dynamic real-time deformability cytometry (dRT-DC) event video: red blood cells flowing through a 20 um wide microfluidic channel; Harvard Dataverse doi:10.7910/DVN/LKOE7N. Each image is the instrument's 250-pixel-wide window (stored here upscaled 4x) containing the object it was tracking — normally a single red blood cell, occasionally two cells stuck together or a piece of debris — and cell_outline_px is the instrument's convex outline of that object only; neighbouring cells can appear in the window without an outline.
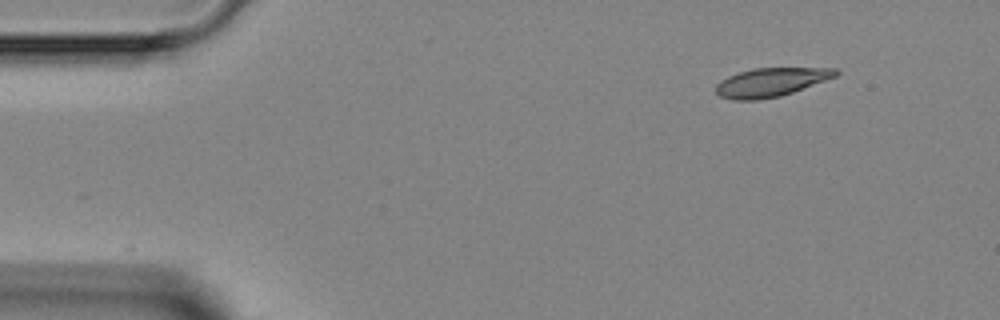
{"species": "Egyptian fruit bat (a non-hibernating species)", "species_latin": "Rousettus aegyptiacus", "temperature_condition": "room temperature", "stored_images_in_passage": 3, "camera_frame_rate_fps": 3000, "um_per_image_px": 0.085, "animal": {"sex": "female"}, "frame": {"image": 1, "passage_image": 1, "time_ms": 0.0, "image_size_px": [1000, 320], "cell_outline_px": [[840, 72], [836, 76], [792, 92], [780, 96], [756, 100], [732, 100], [720, 96], [716, 92], [716, 84], [720, 80], [728, 76], [752, 68], [836, 68]], "centroid_in_image_um": [65.5, 6.99], "position_along_channel_um": 19.5, "area_um2": 19.88}}